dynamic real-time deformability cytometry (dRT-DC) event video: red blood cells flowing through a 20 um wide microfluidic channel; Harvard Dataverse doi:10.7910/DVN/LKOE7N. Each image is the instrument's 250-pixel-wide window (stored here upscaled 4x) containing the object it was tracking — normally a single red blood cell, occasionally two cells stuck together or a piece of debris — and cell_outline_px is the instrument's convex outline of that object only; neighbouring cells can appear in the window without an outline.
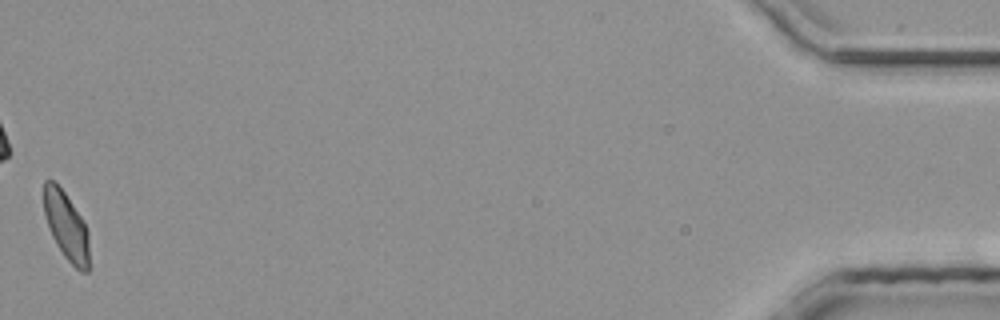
{"species": "common noctule bat (a hibernating species)", "species_latin": "Nyctalus noctula", "temperature_condition": "room temperature", "stored_images_in_passage": 41, "camera_frame_rate_fps": 3000, "um_per_image_px": 0.085, "animal": {"sex": "male", "body_mass_g": 20.4}, "frame": {"image": 1, "passage_image": 41, "time_ms": 13.333, "image_size_px": [1000, 320], "cell_outline_px": [[88, 272], [80, 272], [64, 256], [56, 244], [52, 236], [44, 216], [44, 180], [52, 180], [64, 192], [80, 216], [88, 232]], "centroid_in_image_um": [5.62, 19.23], "position_along_channel_um": 429.6, "area_um2": 17.63}}